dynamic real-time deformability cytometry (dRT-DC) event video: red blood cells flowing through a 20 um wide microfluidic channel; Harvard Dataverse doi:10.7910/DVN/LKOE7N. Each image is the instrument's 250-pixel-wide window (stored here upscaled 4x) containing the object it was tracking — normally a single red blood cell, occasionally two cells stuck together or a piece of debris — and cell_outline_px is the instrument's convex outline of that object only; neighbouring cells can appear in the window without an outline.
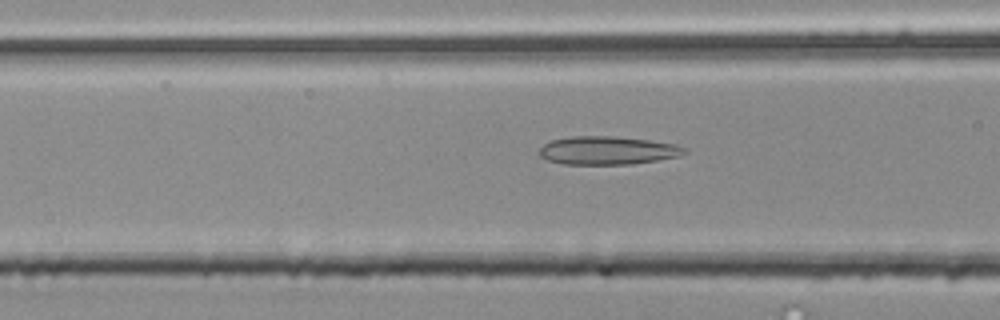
{"species": "common noctule bat (a hibernating species)", "species_latin": "Nyctalus noctula", "temperature_condition": "room temperature", "stored_images_in_passage": 43, "camera_frame_rate_fps": 3000, "um_per_image_px": 0.085, "animal": {"sex": "male", "body_mass_g": 20.4}, "frame": {"image": 1, "passage_image": 10, "time_ms": 3.0, "image_size_px": [1000, 320], "cell_outline_px": [[688, 152], [680, 156], [632, 164], [564, 164], [548, 160], [540, 156], [540, 148], [544, 144], [552, 140], [572, 136], [608, 136], [648, 140], [672, 144], [688, 148]], "centroid_in_image_um": [51.65, 12.79], "position_along_channel_um": 114.9, "area_um2": 23.7}}
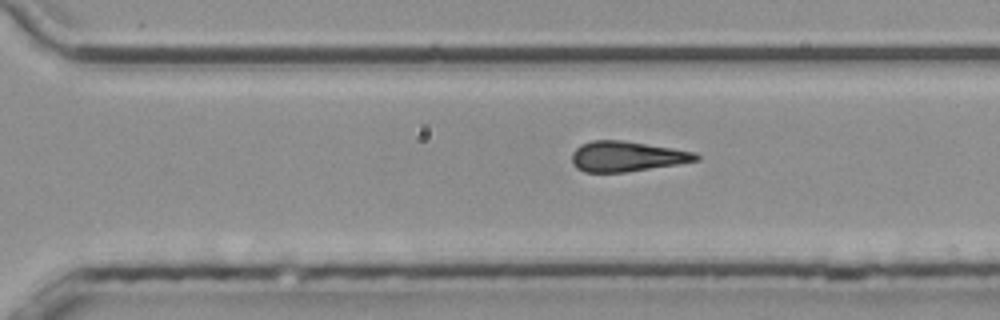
{"frame": {"image": 2, "passage_image": 26, "time_ms": 8.333, "image_size_px": [1000, 320], "cell_outline_px": [[700, 160], [680, 164], [624, 172], [584, 172], [576, 168], [572, 164], [572, 152], [580, 144], [592, 140], [620, 140], [672, 148], [696, 152], [700, 156]], "centroid_in_image_um": [53.27, 13.3], "position_along_channel_um": 317.3, "area_um2": 21.96}}
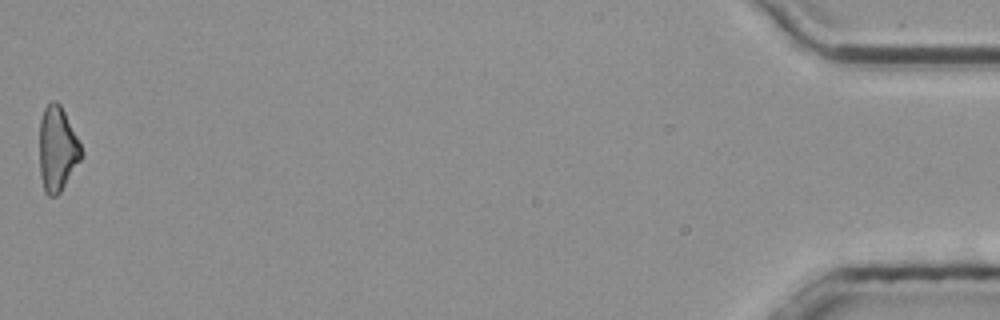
{"frame": {"image": 3, "passage_image": 43, "time_ms": 14.0, "image_size_px": [1000, 320], "cell_outline_px": [[84, 156], [60, 192], [56, 196], [48, 196], [44, 192], [40, 176], [40, 120], [44, 108], [52, 100], [56, 100], [60, 104], [84, 152]], "centroid_in_image_um": [4.88, 12.69], "position_along_channel_um": 430.3, "area_um2": 20.69}, "authors_computed_cell_mechanics": {"area_um2": 21.964, "velocity_mm_per_s": 3.801, "shape_relaxation_time_tau1_ms": null, "shape_relaxation_time_tau2_ms": 10.805, "deformation_change_tau1": null, "deformation_change_tau2": 0.2682}}